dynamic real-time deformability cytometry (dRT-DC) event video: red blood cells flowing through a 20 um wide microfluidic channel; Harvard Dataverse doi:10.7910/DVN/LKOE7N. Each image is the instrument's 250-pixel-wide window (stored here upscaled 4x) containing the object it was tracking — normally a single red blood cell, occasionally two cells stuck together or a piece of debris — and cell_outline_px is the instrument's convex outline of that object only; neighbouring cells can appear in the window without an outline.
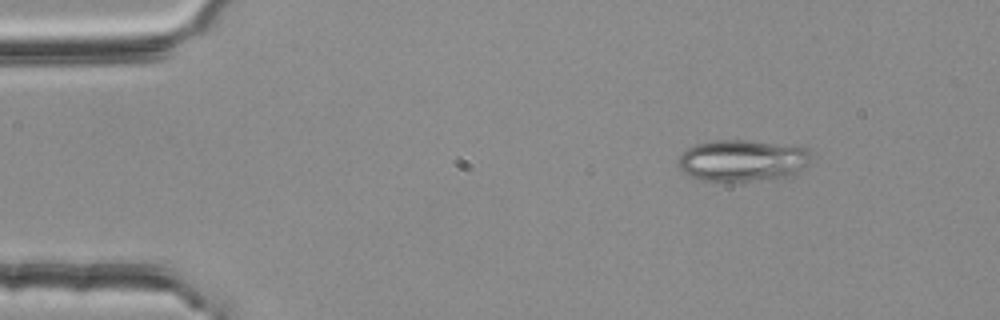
{"species": "common noctule bat (a hibernating species)", "species_latin": "Nyctalus noctula", "temperature_condition": "room temperature", "stored_images_in_passage": 2, "camera_frame_rate_fps": 3000, "um_per_image_px": 0.085, "animal": {"sex": "female", "body_mass_g": 25.1}, "frame": {"image": 1, "passage_image": 1, "time_ms": 0.0, "image_size_px": [1000, 320], "cell_outline_px": [[812, 152], [808, 164], [796, 176], [780, 180], [704, 180], [692, 176], [684, 172], [676, 164], [680, 156], [688, 148], [696, 144], [716, 140], [748, 140], [804, 144]], "centroid_in_image_um": [63.28, 13.62], "position_along_channel_um": 21.7, "area_um2": 33.18}}